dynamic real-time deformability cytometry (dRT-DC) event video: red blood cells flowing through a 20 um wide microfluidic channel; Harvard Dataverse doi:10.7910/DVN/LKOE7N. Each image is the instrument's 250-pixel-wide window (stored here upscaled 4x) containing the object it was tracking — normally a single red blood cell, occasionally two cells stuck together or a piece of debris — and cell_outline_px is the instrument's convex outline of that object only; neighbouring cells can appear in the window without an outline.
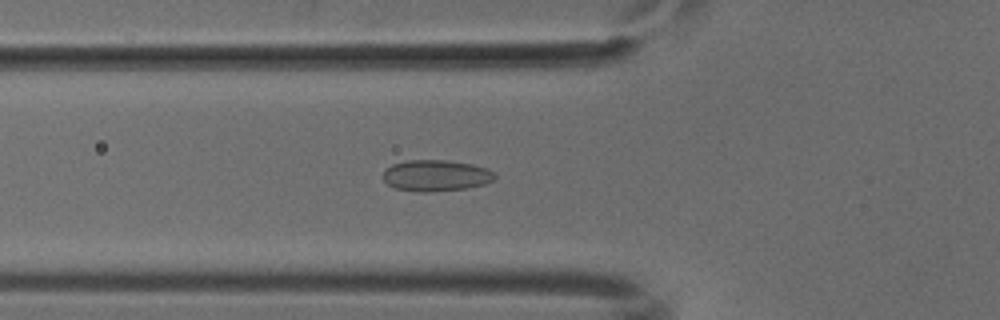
{"species": "common noctule bat (a hibernating species)", "species_latin": "Nyctalus noctula", "temperature_condition": "cold", "stored_images_in_passage": 53, "camera_frame_rate_fps": 3000, "um_per_image_px": 0.085, "animal": {"sex": "male", "body_mass_g": 18.8}, "frame": {"image": 1, "passage_image": 19, "time_ms": 6.0, "image_size_px": [1000, 320], "cell_outline_px": [[496, 176], [492, 180], [484, 184], [468, 188], [432, 192], [420, 192], [396, 188], [388, 184], [384, 180], [384, 168], [392, 164], [408, 160], [444, 160], [472, 164], [488, 168]], "centroid_in_image_um": [37.05, 14.92], "position_along_channel_um": 88.8, "area_um2": 20.35}}
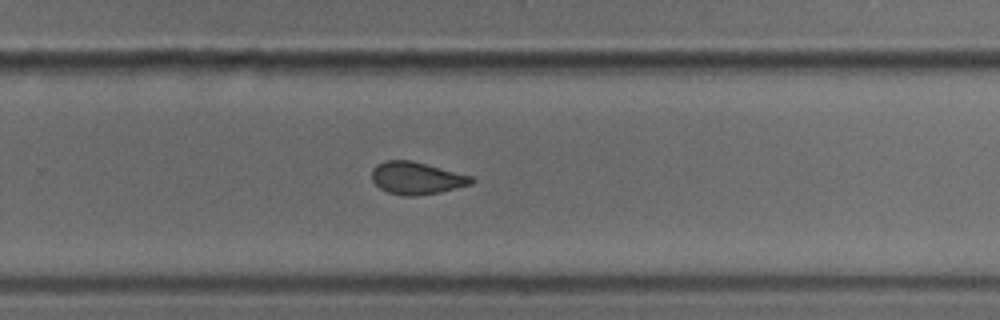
{"frame": {"image": 2, "passage_image": 35, "time_ms": 11.333, "image_size_px": [1000, 320], "cell_outline_px": [[476, 180], [472, 184], [440, 192], [416, 196], [404, 196], [388, 192], [380, 188], [372, 180], [372, 168], [376, 164], [384, 160], [408, 160], [472, 176]], "centroid_in_image_um": [35.39, 15.15], "position_along_channel_um": 294.4, "area_um2": 18.67}}
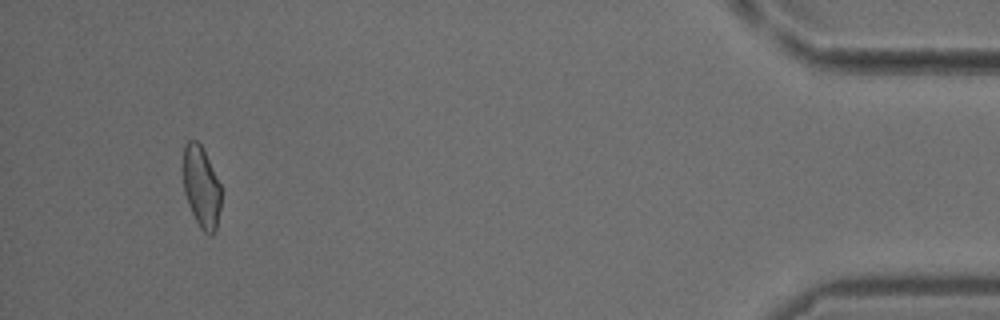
{"frame": {"image": 3, "passage_image": 50, "time_ms": 16.333, "image_size_px": [1000, 320], "cell_outline_px": [[220, 208], [216, 228], [212, 236], [208, 236], [200, 228], [188, 204], [184, 192], [184, 144], [188, 140], [196, 140], [200, 144], [220, 184]], "centroid_in_image_um": [17.11, 15.93], "position_along_channel_um": 418.1, "area_um2": 17.69}}